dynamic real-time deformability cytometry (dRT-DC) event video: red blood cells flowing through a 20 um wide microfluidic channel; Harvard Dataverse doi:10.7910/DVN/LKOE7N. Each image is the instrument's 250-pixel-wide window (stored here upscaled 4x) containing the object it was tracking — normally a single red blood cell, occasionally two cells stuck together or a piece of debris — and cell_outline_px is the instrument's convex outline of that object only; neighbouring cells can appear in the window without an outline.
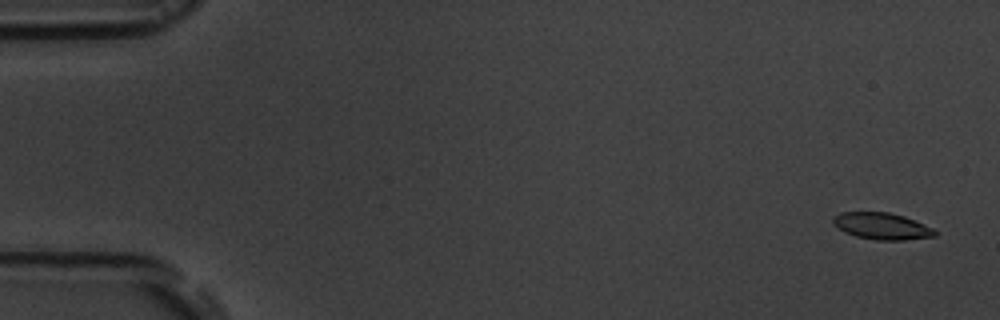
{"species": "common noctule bat (a hibernating species)", "species_latin": "Nyctalus noctula", "temperature_condition": "room temperature", "stored_images_in_passage": 5, "camera_frame_rate_fps": 3000, "um_per_image_px": 0.085, "animal": {"sex": "male", "body_mass_g": 19.5, "forearm_length_mm": 54.6}, "frame": {"image": 1, "passage_image": 1, "time_ms": 0.0, "image_size_px": [1000, 320], "cell_outline_px": [[936, 236], [904, 240], [876, 240], [856, 236], [844, 232], [832, 224], [832, 216], [840, 212], [888, 212], [904, 216], [924, 224], [932, 228], [936, 232]], "centroid_in_image_um": [74.91, 19.21], "position_along_channel_um": 10.1, "area_um2": 15.9}}
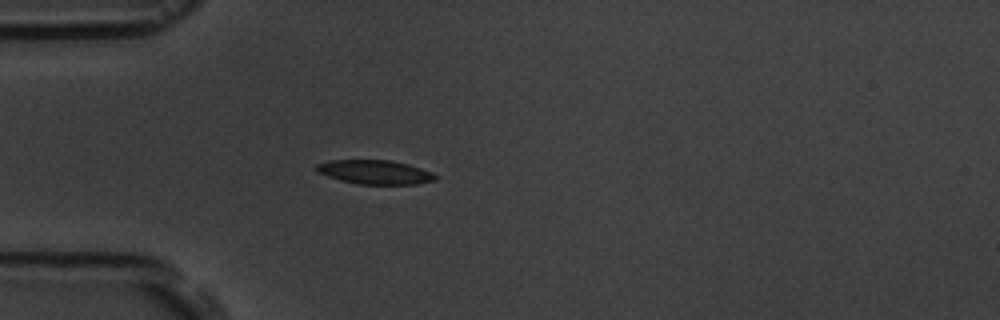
{"frame": {"image": 2, "passage_image": 5, "time_ms": 4.667, "image_size_px": [1000, 320], "cell_outline_px": [[440, 176], [436, 180], [416, 184], [360, 184], [340, 180], [316, 172], [316, 164], [328, 160], [392, 160], [408, 164], [432, 172]], "centroid_in_image_um": [31.89, 14.62], "position_along_channel_um": 53.1, "area_um2": 16.76}}